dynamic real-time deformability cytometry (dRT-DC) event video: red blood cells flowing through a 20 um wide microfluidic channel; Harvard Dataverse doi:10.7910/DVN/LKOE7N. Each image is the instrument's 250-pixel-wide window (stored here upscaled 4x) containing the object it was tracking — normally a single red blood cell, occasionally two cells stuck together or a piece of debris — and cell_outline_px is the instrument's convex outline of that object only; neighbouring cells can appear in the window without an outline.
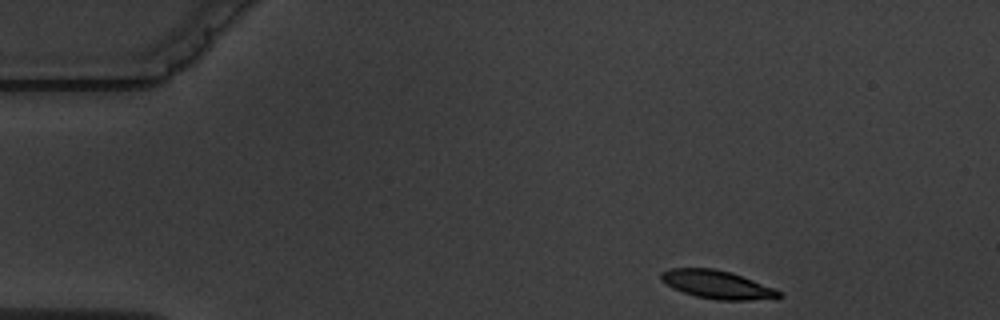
{"species": "common noctule bat (a hibernating species)", "species_latin": "Nyctalus noctula", "temperature_condition": "warm", "stored_images_in_passage": 5, "camera_frame_rate_fps": 3000, "um_per_image_px": 0.085, "animal": {"sex": "male", "body_mass_g": 19.5, "forearm_length_mm": 54.6}, "frame": {"image": 1, "passage_image": 1, "time_ms": 0.0, "image_size_px": [1000, 320], "cell_outline_px": [[784, 296], [748, 300], [716, 300], [696, 296], [672, 288], [660, 280], [660, 272], [668, 268], [712, 268], [732, 272], [776, 288]], "centroid_in_image_um": [60.92, 24.17], "position_along_channel_um": 24.1, "area_um2": 19.48}}
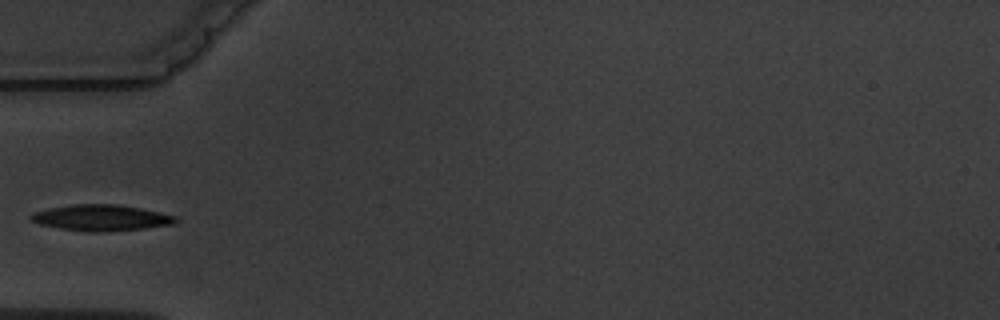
{"frame": {"image": 2, "passage_image": 3, "time_ms": 3.667, "image_size_px": [1000, 320], "cell_outline_px": [[180, 220], [176, 224], [144, 228], [96, 232], [92, 232], [60, 228], [40, 224], [32, 220], [28, 216], [32, 212], [72, 204], [116, 204], [140, 208], [176, 216]], "centroid_in_image_um": [8.63, 18.5], "position_along_channel_um": 76.4, "area_um2": 21.79}}
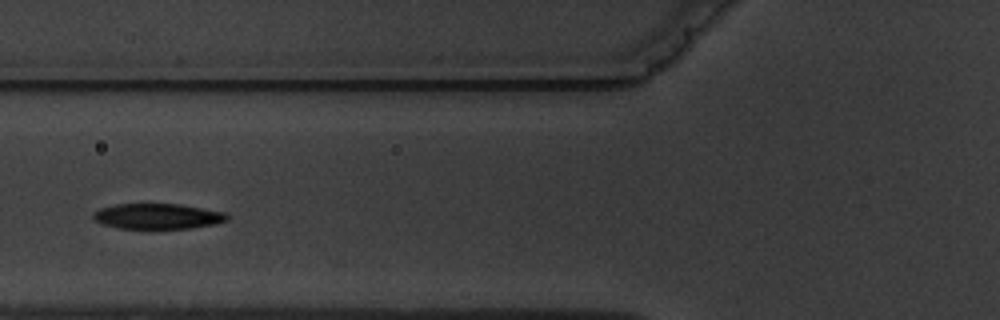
{"frame": {"image": 3, "passage_image": 4, "time_ms": 4.667, "image_size_px": [1000, 320], "cell_outline_px": [[228, 220], [216, 224], [192, 228], [152, 232], [120, 228], [104, 224], [92, 220], [92, 212], [100, 208], [116, 204], [180, 204], [224, 212], [228, 216]], "centroid_in_image_um": [13.37, 18.43], "position_along_channel_um": 112.4, "area_um2": 20.87}}